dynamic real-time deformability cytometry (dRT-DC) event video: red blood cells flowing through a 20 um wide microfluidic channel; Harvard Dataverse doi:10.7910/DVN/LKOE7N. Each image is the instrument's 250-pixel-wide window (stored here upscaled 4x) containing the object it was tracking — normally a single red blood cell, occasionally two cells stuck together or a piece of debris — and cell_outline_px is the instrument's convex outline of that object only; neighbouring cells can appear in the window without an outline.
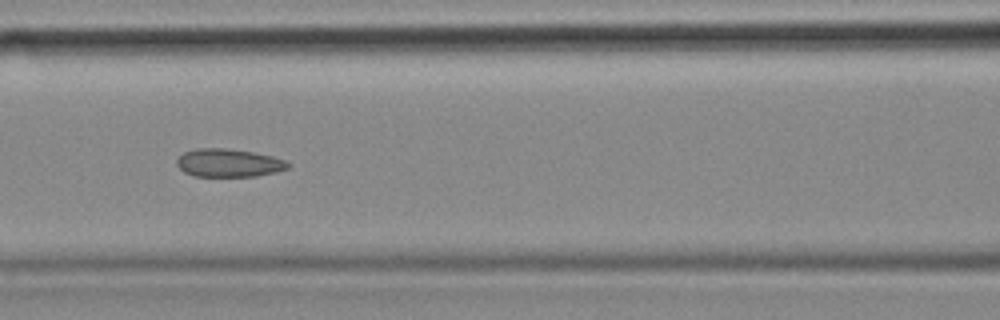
{"species": "common noctule bat (a hibernating species)", "species_latin": "Nyctalus noctula", "temperature_condition": "cold", "stored_images_in_passage": 49, "camera_frame_rate_fps": 3000, "um_per_image_px": 0.085, "animal": {"sex": "female", "body_mass_g": 18.4}, "frame": {"image": 1, "passage_image": 22, "time_ms": 7.0, "image_size_px": [1000, 320], "cell_outline_px": [[292, 164], [288, 168], [276, 172], [256, 176], [192, 176], [184, 172], [176, 164], [176, 160], [184, 152], [196, 148], [224, 148], [252, 152], [272, 156], [284, 160]], "centroid_in_image_um": [19.43, 13.85], "position_along_channel_um": 147.2, "area_um2": 18.21}, "authors_computed_cell_mechanics": {"area_um2": 18.785, "velocity_mm_per_s": 3.6756, "shape_relaxation_time_tau1_ms": null, "shape_relaxation_time_tau2_ms": 3.138, "deformation_change_tau1": null, "deformation_change_tau2": 0.0809}}